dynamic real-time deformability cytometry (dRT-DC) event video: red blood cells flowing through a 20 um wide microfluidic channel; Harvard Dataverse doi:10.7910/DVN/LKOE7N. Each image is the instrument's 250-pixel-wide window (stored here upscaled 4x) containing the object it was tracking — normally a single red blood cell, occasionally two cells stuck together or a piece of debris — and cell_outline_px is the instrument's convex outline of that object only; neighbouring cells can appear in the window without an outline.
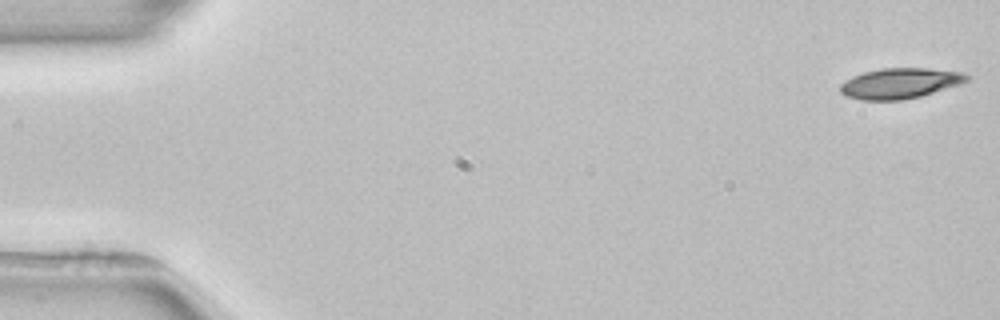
{"species": "common noctule bat (a hibernating species)", "species_latin": "Nyctalus noctula", "temperature_condition": "room temperature", "stored_images_in_passage": 4, "camera_frame_rate_fps": 3000, "um_per_image_px": 0.085, "animal": {"sex": "female", "body_mass_g": 22.7, "forearm_length_mm": 54.2}, "frame": {"image": 1, "passage_image": 1, "time_ms": 0.0, "image_size_px": [1000, 320], "cell_outline_px": [[972, 76], [968, 80], [960, 84], [920, 96], [904, 100], [860, 100], [848, 96], [840, 92], [840, 84], [844, 80], [852, 76], [864, 72], [880, 68], [928, 68], [964, 72]], "centroid_in_image_um": [76.51, 7.07], "position_along_channel_um": 8.5, "area_um2": 22.6}}
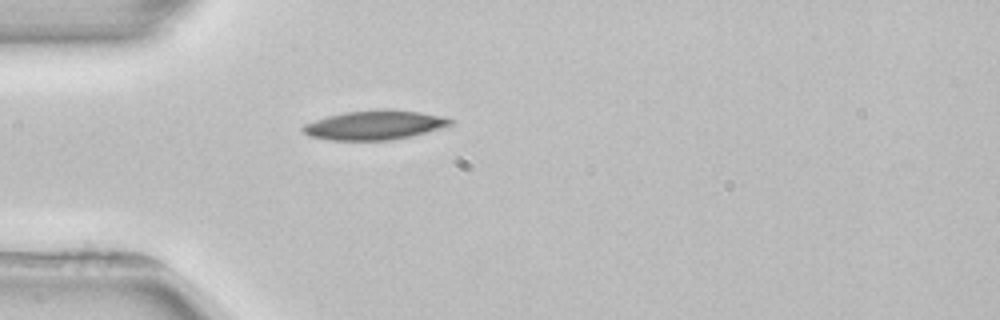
{"frame": {"image": 2, "passage_image": 4, "time_ms": 4.667, "image_size_px": [1000, 320], "cell_outline_px": [[456, 120], [452, 124], [440, 128], [392, 140], [328, 140], [308, 136], [300, 128], [304, 124], [328, 116], [344, 112], [384, 108], [420, 112], [444, 116]], "centroid_in_image_um": [31.83, 10.62], "position_along_channel_um": 53.2, "area_um2": 25.2}}